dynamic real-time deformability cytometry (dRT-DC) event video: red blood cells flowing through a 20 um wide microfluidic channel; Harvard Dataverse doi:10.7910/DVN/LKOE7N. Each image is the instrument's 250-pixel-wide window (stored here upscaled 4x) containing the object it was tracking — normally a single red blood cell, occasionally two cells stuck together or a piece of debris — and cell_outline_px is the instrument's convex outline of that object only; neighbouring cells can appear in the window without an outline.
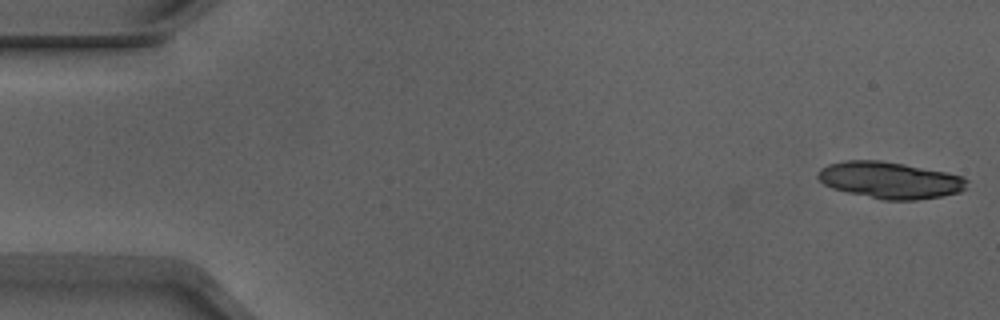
{"species": "Egyptian fruit bat (a non-hibernating species)", "species_latin": "Rousettus aegyptiacus", "temperature_condition": "warm", "stored_images_in_passage": 53, "camera_frame_rate_fps": 3000, "um_per_image_px": 0.085, "animal": {"sex": "male"}, "frame": {"image": 1, "passage_image": 1, "time_ms": 0.0, "image_size_px": [1000, 320], "cell_outline_px": [[968, 180], [964, 188], [960, 192], [940, 196], [916, 200], [884, 200], [848, 192], [832, 188], [824, 184], [816, 176], [820, 168], [828, 164], [844, 160], [880, 160], [904, 164], [948, 172], [960, 176]], "centroid_in_image_um": [75.62, 15.3], "position_along_channel_um": 9.4, "area_um2": 31.73}}
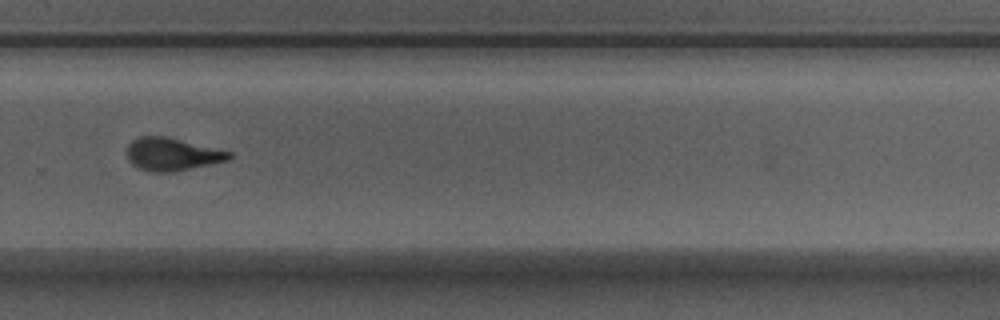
{"frame": {"image": 2, "passage_image": 36, "time_ms": 11.667, "image_size_px": [1000, 320], "cell_outline_px": [[232, 156], [228, 160], [172, 172], [152, 172], [140, 168], [132, 164], [128, 160], [128, 144], [132, 140], [140, 136], [164, 136], [232, 152]], "centroid_in_image_um": [14.61, 13.11], "position_along_channel_um": 315.2, "area_um2": 19.19}}
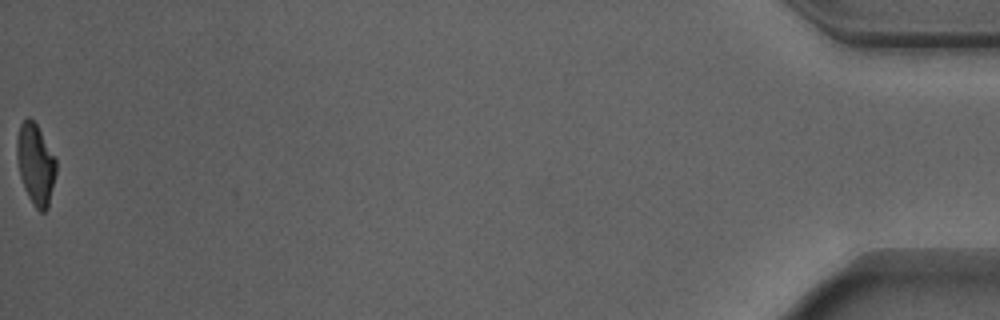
{"frame": {"image": 3, "passage_image": 53, "time_ms": 17.333, "image_size_px": [1000, 320], "cell_outline_px": [[56, 172], [48, 208], [44, 212], [40, 212], [32, 204], [28, 196], [20, 176], [16, 156], [16, 140], [20, 124], [28, 116], [36, 124], [56, 156]], "centroid_in_image_um": [3.03, 13.95], "position_along_channel_um": 432.2, "area_um2": 18.61}, "authors_computed_cell_mechanics": {"area_um2": 20.1722, "velocity_mm_per_s": 3.9143, "shape_relaxation_time_tau1_ms": 6.9234, "shape_relaxation_time_tau2_ms": 1.8779, "deformation_change_tau1": 0.2398, "deformation_change_tau2": 0.1121}}